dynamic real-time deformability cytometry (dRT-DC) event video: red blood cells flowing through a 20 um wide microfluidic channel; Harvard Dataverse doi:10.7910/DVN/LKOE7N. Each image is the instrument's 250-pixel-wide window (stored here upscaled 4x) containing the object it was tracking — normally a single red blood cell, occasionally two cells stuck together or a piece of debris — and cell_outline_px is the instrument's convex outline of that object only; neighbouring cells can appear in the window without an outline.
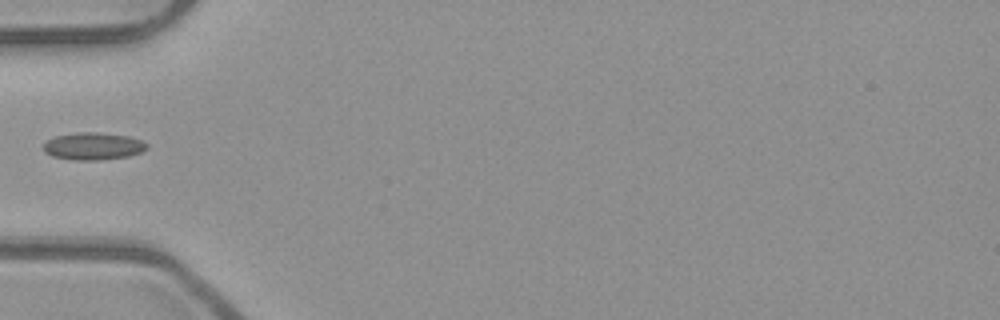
{"species": "common noctule bat (a hibernating species)", "species_latin": "Nyctalus noctula", "temperature_condition": "room temperature", "stored_images_in_passage": 14, "camera_frame_rate_fps": 3000, "um_per_image_px": 0.085, "animal": {"sex": "male", "body_mass_g": 23.1, "forearm_length_mm": 52.7}, "frame": {"image": 1, "passage_image": 1, "time_ms": 0.0, "image_size_px": [1000, 320], "cell_outline_px": [[148, 148], [140, 152], [128, 156], [100, 160], [72, 160], [52, 156], [44, 152], [44, 144], [48, 140], [56, 136], [76, 132], [96, 132], [128, 136], [144, 140], [148, 144]], "centroid_in_image_um": [7.94, 12.42], "position_along_channel_um": 77.1, "area_um2": 16.53}}
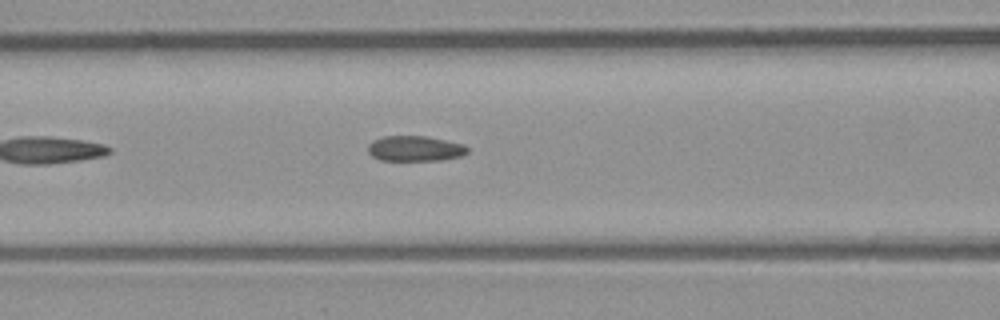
{"frame": {"image": 2, "passage_image": 5, "time_ms": 1.333, "image_size_px": [1000, 320], "cell_outline_px": [[468, 152], [464, 156], [444, 160], [380, 160], [372, 156], [368, 152], [368, 144], [372, 140], [384, 136], [424, 136], [464, 144], [468, 148]], "centroid_in_image_um": [35.29, 12.63], "position_along_channel_um": 131.3, "area_um2": 14.8}}